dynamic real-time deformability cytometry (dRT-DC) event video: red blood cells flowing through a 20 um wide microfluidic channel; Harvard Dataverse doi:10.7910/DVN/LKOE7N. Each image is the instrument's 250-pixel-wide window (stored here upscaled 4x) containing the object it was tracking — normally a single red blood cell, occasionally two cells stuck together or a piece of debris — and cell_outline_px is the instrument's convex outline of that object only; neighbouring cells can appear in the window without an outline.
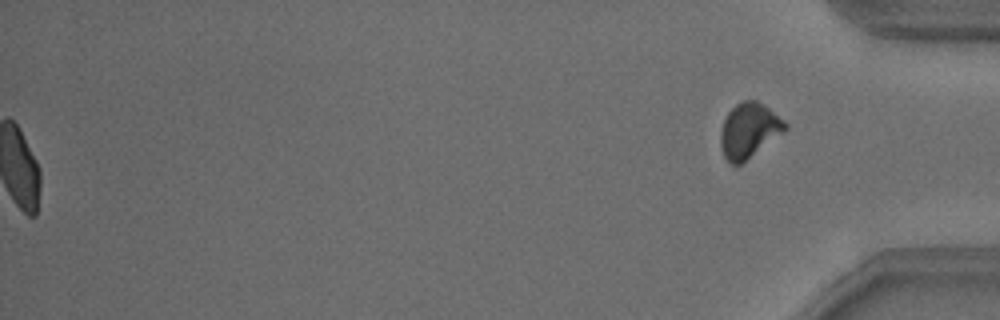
{"species": "common noctule bat (a hibernating species)", "species_latin": "Nyctalus noctula", "temperature_condition": "warm", "stored_images_in_passage": 52, "segment_of_instrument_passage": [2, 2], "camera_frame_rate_fps": 3000, "um_per_image_px": 0.085, "animal": {"sex": "male", "body_mass_g": 18.8}, "frame": {"image": 1, "passage_image": 52, "time_ms": 17.0, "image_size_px": [1000, 320], "cell_outline_px": [[788, 128], [784, 132], [740, 164], [728, 164], [724, 156], [720, 144], [720, 132], [724, 120], [728, 112], [736, 104], [744, 100], [756, 100], [764, 104], [784, 120], [788, 124]], "centroid_in_image_um": [63.66, 11.08], "position_along_channel_um": 371.5, "area_um2": 20.58}}